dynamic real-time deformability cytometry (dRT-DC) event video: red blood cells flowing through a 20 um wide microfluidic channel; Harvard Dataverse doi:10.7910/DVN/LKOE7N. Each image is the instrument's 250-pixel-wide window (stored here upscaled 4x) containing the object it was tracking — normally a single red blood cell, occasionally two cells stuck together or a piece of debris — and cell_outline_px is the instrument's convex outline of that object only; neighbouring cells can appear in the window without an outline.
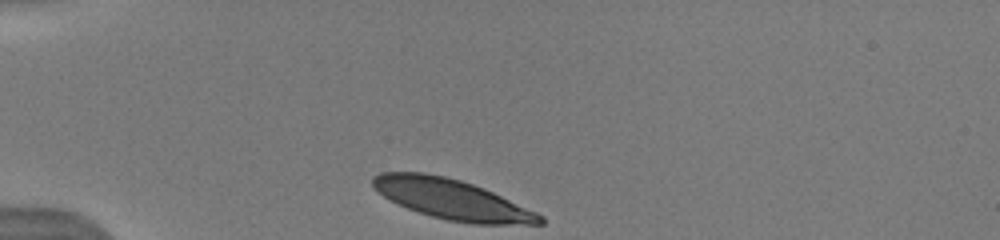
{"species": "human", "species_latin": "Homo sapiens", "temperature_condition": "warm", "stored_images_in_passage": 40, "camera_frame_rate_fps": 3000, "um_per_image_px": 0.085, "donor": {"sex": "male"}, "frame": {"image": 1, "passage_image": 1, "time_ms": 0.0, "image_size_px": [1000, 240], "cell_outline_px": [[544, 224], [472, 224], [448, 220], [432, 216], [408, 208], [384, 196], [372, 188], [372, 176], [380, 172], [424, 172], [444, 176], [460, 180], [484, 188], [536, 212], [544, 216]], "centroid_in_image_um": [38.41, 16.93], "position_along_channel_um": 46.6, "area_um2": 38.78}}
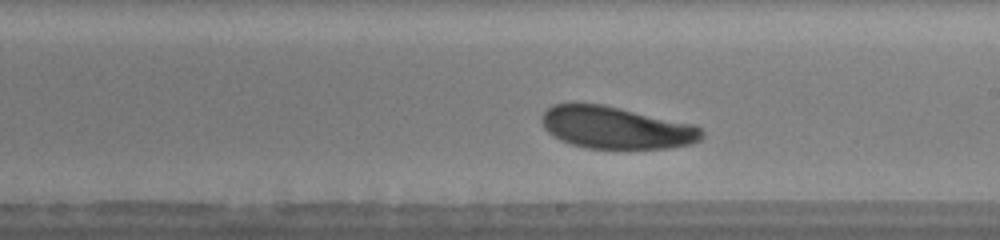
{"frame": {"image": 2, "passage_image": 23, "time_ms": 5.667, "image_size_px": [1000, 240], "cell_outline_px": [[704, 136], [700, 140], [692, 144], [668, 148], [588, 148], [572, 144], [560, 140], [552, 136], [544, 128], [540, 120], [540, 116], [552, 104], [576, 100], [604, 104], [696, 124], [704, 132]], "centroid_in_image_um": [52.33, 10.8], "position_along_channel_um": 236.7, "area_um2": 40.4}, "authors_computed_cell_mechanics": {"area_um2": 40.3733, "velocity_mm_per_s": 3.9787, "shape_relaxation_time_tau1_ms": 1.6664, "shape_relaxation_time_tau2_ms": null, "deformation_change_tau1": 0.1004, "deformation_change_tau2": null}}